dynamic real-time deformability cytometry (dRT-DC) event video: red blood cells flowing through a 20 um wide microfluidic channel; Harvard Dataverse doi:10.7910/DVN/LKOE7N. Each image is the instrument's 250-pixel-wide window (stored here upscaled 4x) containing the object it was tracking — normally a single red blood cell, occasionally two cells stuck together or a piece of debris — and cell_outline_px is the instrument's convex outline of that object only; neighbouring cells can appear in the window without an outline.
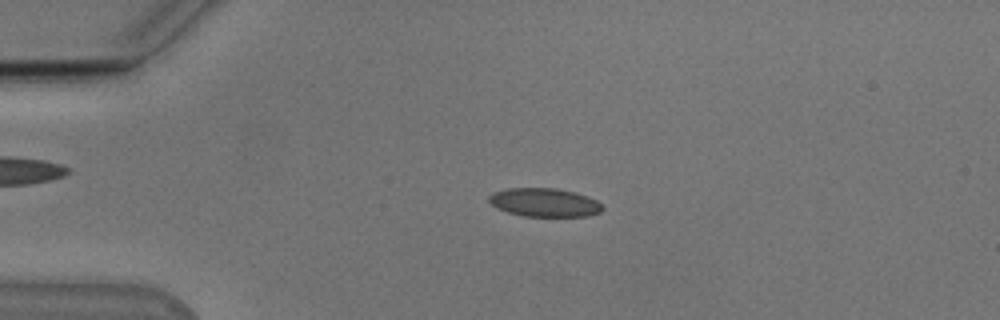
{"species": "Egyptian fruit bat (a non-hibernating species)", "species_latin": "Rousettus aegyptiacus", "temperature_condition": "cold", "stored_images_in_passage": 53, "camera_frame_rate_fps": 3000, "um_per_image_px": 0.085, "animal": {"sex": "male"}, "frame": {"image": 1, "passage_image": 12, "time_ms": 3.667, "image_size_px": [1000, 320], "cell_outline_px": [[604, 208], [600, 212], [588, 216], [524, 216], [508, 212], [496, 208], [488, 200], [488, 196], [492, 192], [508, 188], [556, 188], [588, 196], [596, 200]], "centroid_in_image_um": [46.25, 17.21], "position_along_channel_um": 38.7, "area_um2": 18.84}}
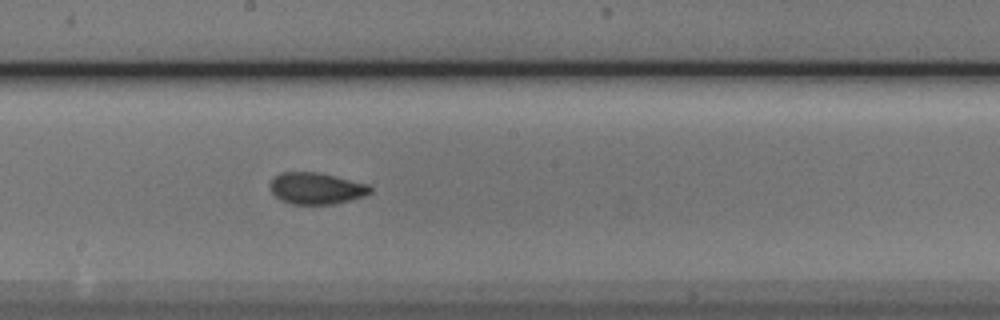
{"frame": {"image": 2, "passage_image": 29, "time_ms": 9.333, "image_size_px": [1000, 320], "cell_outline_px": [[372, 192], [364, 196], [352, 200], [332, 204], [292, 204], [280, 200], [272, 192], [268, 184], [280, 172], [320, 172], [368, 184], [372, 188]], "centroid_in_image_um": [26.89, 16.01], "position_along_channel_um": 221.3, "area_um2": 18.55}}
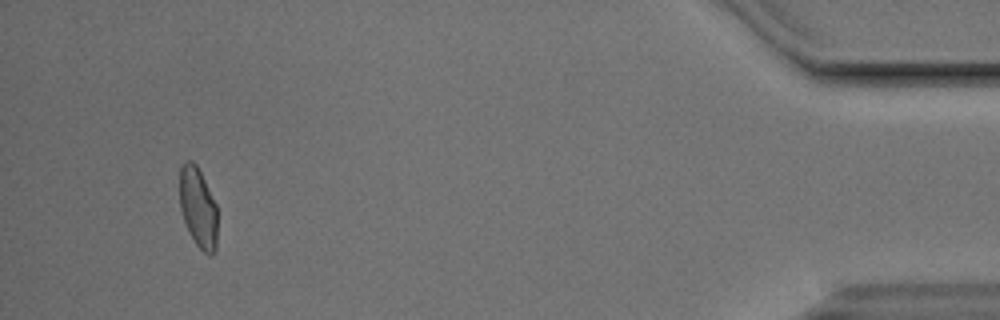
{"frame": {"image": 3, "passage_image": 50, "time_ms": 16.333, "image_size_px": [1000, 320], "cell_outline_px": [[216, 252], [212, 256], [208, 256], [196, 244], [188, 232], [180, 208], [180, 168], [184, 160], [192, 160], [196, 164], [216, 204]], "centroid_in_image_um": [16.83, 17.66], "position_along_channel_um": 418.4, "area_um2": 17.63}, "authors_computed_cell_mechanics": {"area_um2": 18.5538, "velocity_mm_per_s": 3.8369, "shape_relaxation_time_tau1_ms": 5.4221, "shape_relaxation_time_tau2_ms": 1.326, "deformation_change_tau1": 0.1204, "deformation_change_tau2": 0.0575}}